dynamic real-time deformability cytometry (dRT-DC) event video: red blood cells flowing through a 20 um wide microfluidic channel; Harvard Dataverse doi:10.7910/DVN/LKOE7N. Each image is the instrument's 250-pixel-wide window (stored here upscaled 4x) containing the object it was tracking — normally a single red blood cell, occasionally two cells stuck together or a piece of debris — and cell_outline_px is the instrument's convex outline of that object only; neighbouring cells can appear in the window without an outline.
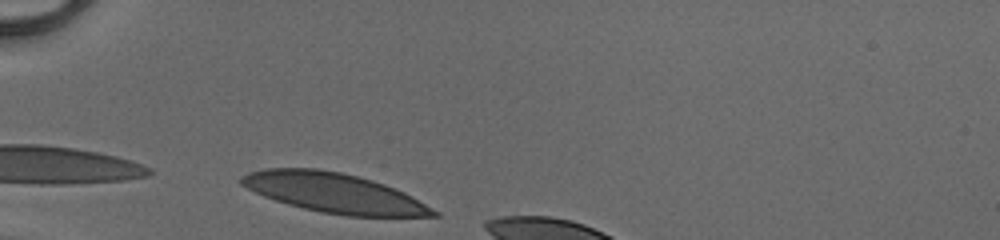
{"species": "human", "species_latin": "Homo sapiens", "temperature_condition": "cold", "stored_images_in_passage": 6, "camera_frame_rate_fps": 3000, "um_per_image_px": 0.085, "donor": {"sex": "male"}, "frame": {"image": 1, "passage_image": 1, "time_ms": 0.0, "image_size_px": [1000, 240], "cell_outline_px": [[440, 216], [348, 216], [320, 212], [288, 204], [264, 196], [240, 184], [240, 176], [248, 172], [264, 168], [316, 168], [340, 172], [372, 180], [384, 184], [404, 192], [412, 196], [440, 212]], "centroid_in_image_um": [28.4, 16.39], "position_along_channel_um": 56.6, "area_um2": 44.16}}